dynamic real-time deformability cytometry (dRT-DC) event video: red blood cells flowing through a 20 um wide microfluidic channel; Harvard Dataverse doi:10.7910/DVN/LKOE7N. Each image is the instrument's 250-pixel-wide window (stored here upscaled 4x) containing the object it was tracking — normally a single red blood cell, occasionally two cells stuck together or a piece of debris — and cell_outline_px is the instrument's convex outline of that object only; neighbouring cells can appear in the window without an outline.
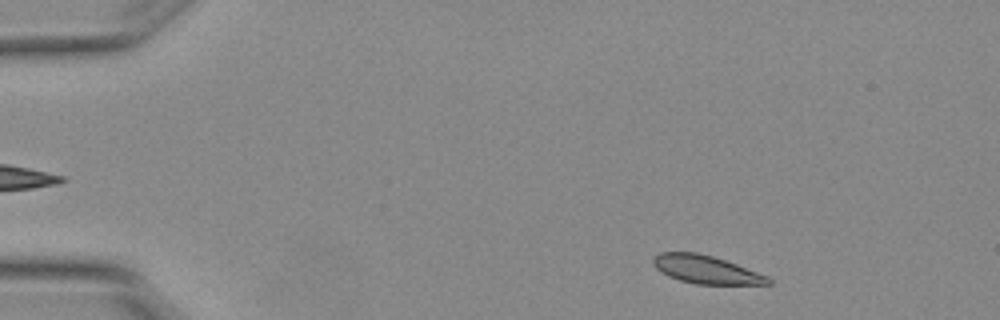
{"species": "Egyptian fruit bat (a non-hibernating species)", "species_latin": "Rousettus aegyptiacus", "temperature_condition": "warm", "stored_images_in_passage": 4, "camera_frame_rate_fps": 3000, "um_per_image_px": 0.085, "animal": {"sex": "female"}, "frame": {"image": 1, "passage_image": 1, "time_ms": 0.0, "image_size_px": [1000, 320], "cell_outline_px": [[772, 284], [696, 284], [680, 280], [668, 276], [656, 268], [652, 264], [652, 256], [660, 252], [696, 252], [712, 256], [736, 264], [768, 276], [772, 280]], "centroid_in_image_um": [59.98, 22.9], "position_along_channel_um": 25.0, "area_um2": 18.79}}